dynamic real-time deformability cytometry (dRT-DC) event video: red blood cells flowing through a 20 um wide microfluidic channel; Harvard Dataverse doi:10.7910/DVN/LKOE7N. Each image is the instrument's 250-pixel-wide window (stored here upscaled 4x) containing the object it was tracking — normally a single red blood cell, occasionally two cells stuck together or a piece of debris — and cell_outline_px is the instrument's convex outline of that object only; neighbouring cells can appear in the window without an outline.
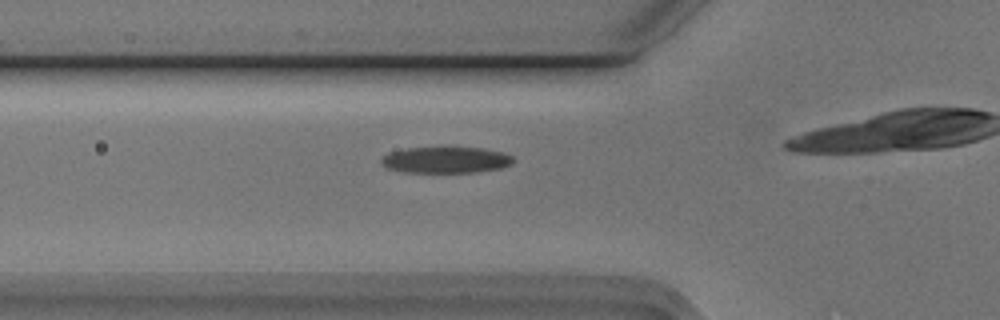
{"species": "Egyptian fruit bat (a non-hibernating species)", "species_latin": "Rousettus aegyptiacus", "temperature_condition": "cold", "stored_images_in_passage": 16, "camera_frame_rate_fps": 3000, "um_per_image_px": 0.085, "animal": {"sex": "male"}, "frame": {"image": 1, "passage_image": 5, "time_ms": 1.333, "image_size_px": [1000, 320], "cell_outline_px": [[512, 164], [500, 168], [476, 172], [404, 172], [388, 168], [380, 164], [380, 160], [388, 152], [408, 148], [484, 148], [504, 152], [512, 156]], "centroid_in_image_um": [37.88, 13.6], "position_along_channel_um": 87.9, "area_um2": 20.06}}
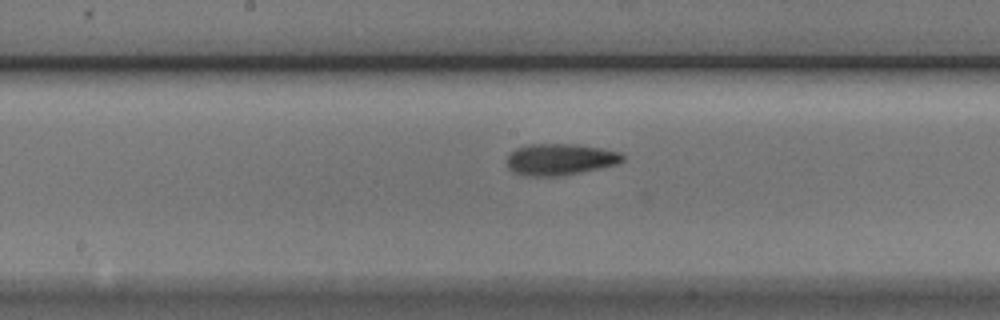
{"frame": {"image": 2, "passage_image": 14, "time_ms": 4.333, "image_size_px": [1000, 320], "cell_outline_px": [[624, 160], [616, 164], [600, 168], [560, 176], [528, 176], [512, 172], [508, 168], [508, 156], [516, 148], [528, 144], [576, 144], [600, 148], [620, 152], [624, 156]], "centroid_in_image_um": [47.6, 13.55], "position_along_channel_um": 200.6, "area_um2": 21.15}}